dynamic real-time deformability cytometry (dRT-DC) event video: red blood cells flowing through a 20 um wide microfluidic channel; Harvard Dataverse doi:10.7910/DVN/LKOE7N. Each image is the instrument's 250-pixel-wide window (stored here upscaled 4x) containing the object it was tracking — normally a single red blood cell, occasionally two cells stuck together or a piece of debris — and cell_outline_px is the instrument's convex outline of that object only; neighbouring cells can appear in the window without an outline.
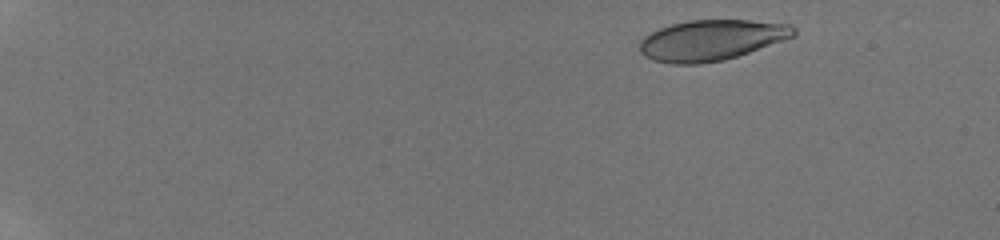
{"species": "human", "species_latin": "Homo sapiens", "temperature_condition": "room temperature", "stored_images_in_passage": 52, "camera_frame_rate_fps": 3000, "um_per_image_px": 0.085, "donor": {"sex": "male"}, "frame": {"image": 1, "passage_image": 5, "time_ms": 1.333, "image_size_px": [1000, 240], "cell_outline_px": [[796, 36], [724, 60], [700, 64], [672, 64], [652, 60], [644, 56], [640, 52], [640, 40], [644, 36], [660, 28], [672, 24], [688, 20], [748, 20], [792, 24], [796, 28]], "centroid_in_image_um": [60.47, 3.41], "position_along_channel_um": 24.5, "area_um2": 36.53}}
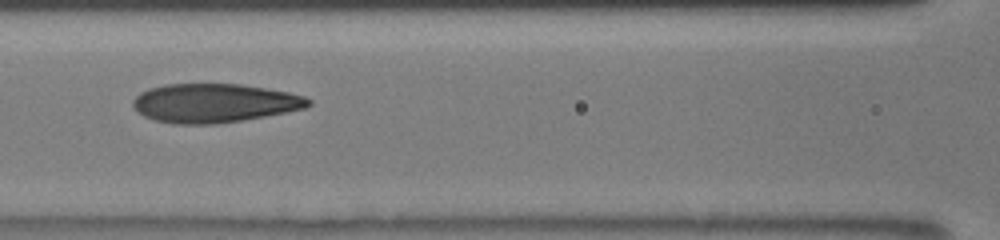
{"frame": {"image": 2, "passage_image": 26, "time_ms": 8.333, "image_size_px": [1000, 240], "cell_outline_px": [[312, 104], [308, 108], [264, 116], [216, 124], [172, 124], [156, 120], [144, 116], [136, 112], [132, 104], [132, 100], [140, 92], [148, 88], [164, 84], [240, 84], [288, 92], [304, 96], [312, 100]], "centroid_in_image_um": [18.19, 8.76], "position_along_channel_um": 148.4, "area_um2": 39.88}}
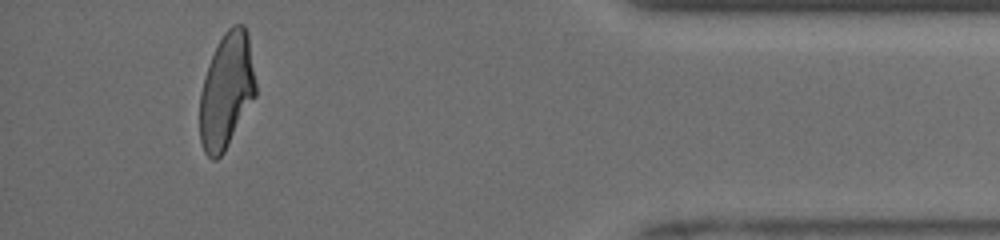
{"frame": {"image": 3, "passage_image": 49, "time_ms": 16.0, "image_size_px": [1000, 240], "cell_outline_px": [[256, 96], [224, 152], [216, 160], [212, 160], [204, 152], [200, 140], [200, 92], [204, 76], [208, 64], [224, 32], [232, 24], [244, 24], [248, 32], [256, 84]], "centroid_in_image_um": [19.25, 7.71], "position_along_channel_um": 415.9, "area_um2": 37.69}, "authors_computed_cell_mechanics": {"area_um2": 39.015, "velocity_mm_per_s": 3.9704, "shape_relaxation_time_tau1_ms": 4.9119, "shape_relaxation_time_tau2_ms": 1.0525, "deformation_change_tau1": 0.2098, "deformation_change_tau2": 0.0694}}